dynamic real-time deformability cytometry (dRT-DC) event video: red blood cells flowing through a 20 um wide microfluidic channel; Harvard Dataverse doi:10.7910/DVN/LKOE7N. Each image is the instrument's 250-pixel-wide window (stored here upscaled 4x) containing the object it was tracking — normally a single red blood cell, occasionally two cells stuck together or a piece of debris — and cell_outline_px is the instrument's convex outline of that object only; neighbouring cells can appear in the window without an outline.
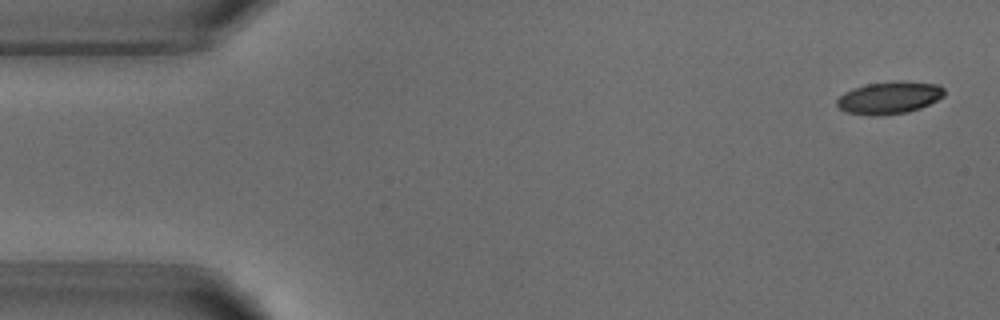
{"species": "common noctule bat (a hibernating species)", "species_latin": "Nyctalus noctula", "temperature_condition": "warm", "stored_images_in_passage": 5, "camera_frame_rate_fps": 3000, "um_per_image_px": 0.085, "animal": {"sex": "male", "body_mass_g": 18.8}, "frame": {"image": 1, "passage_image": 1, "time_ms": 0.0, "image_size_px": [1000, 320], "cell_outline_px": [[944, 96], [920, 108], [908, 112], [876, 116], [872, 116], [848, 112], [840, 108], [836, 104], [836, 100], [844, 92], [852, 88], [868, 84], [896, 80], [904, 80], [940, 84], [944, 88]], "centroid_in_image_um": [75.61, 8.28], "position_along_channel_um": 9.4, "area_um2": 20.4}}
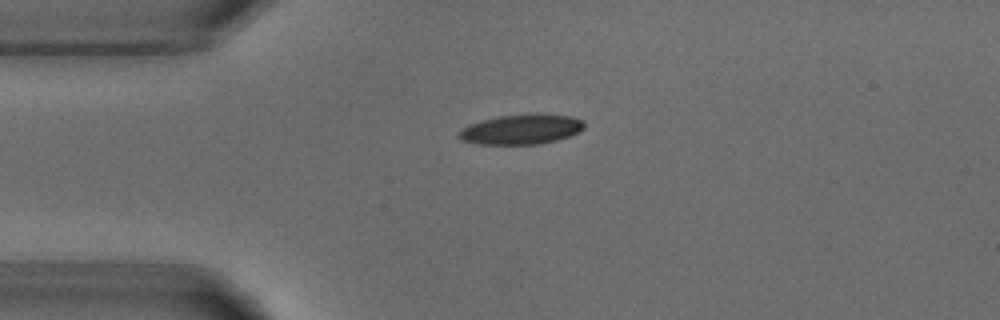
{"frame": {"image": 2, "passage_image": 4, "time_ms": 3.333, "image_size_px": [1000, 320], "cell_outline_px": [[584, 128], [580, 132], [556, 140], [540, 144], [476, 144], [460, 140], [456, 136], [468, 124], [500, 116], [532, 112], [540, 112], [572, 116], [584, 120]], "centroid_in_image_um": [44.35, 10.97], "position_along_channel_um": 40.6, "area_um2": 22.31}}
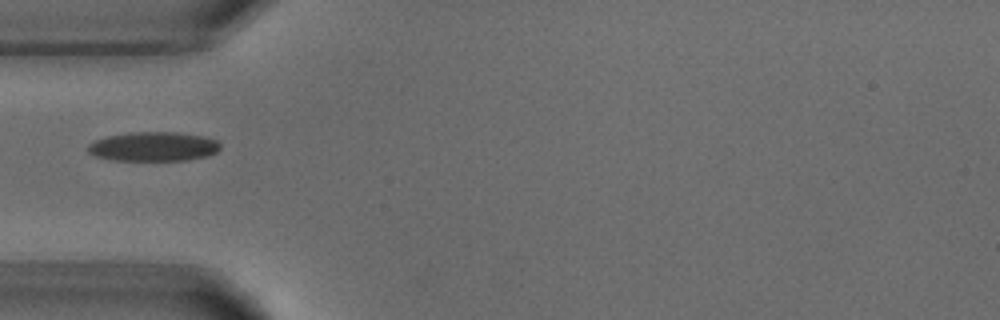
{"frame": {"image": 3, "passage_image": 5, "time_ms": 4.667, "image_size_px": [1000, 320], "cell_outline_px": [[220, 148], [216, 152], [208, 156], [188, 160], [112, 160], [96, 156], [88, 152], [88, 144], [96, 140], [108, 136], [132, 132], [176, 132], [204, 136], [216, 140], [220, 144]], "centroid_in_image_um": [13.07, 12.45], "position_along_channel_um": 71.9, "area_um2": 22.54}}